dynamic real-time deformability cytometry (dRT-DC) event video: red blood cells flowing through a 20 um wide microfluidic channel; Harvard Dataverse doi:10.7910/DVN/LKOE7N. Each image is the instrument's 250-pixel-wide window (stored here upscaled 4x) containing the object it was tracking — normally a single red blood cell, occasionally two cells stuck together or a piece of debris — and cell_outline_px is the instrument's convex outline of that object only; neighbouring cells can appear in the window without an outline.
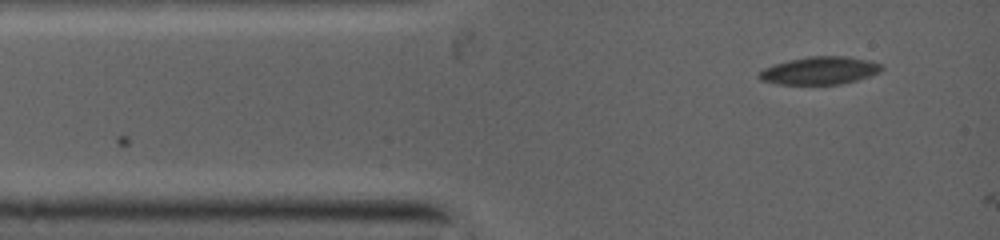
{"species": "common noctule bat (a hibernating species)", "species_latin": "Nyctalus noctula", "temperature_condition": "warm", "stored_images_in_passage": 3, "camera_frame_rate_fps": 5000, "um_per_image_px": 0.085, "animal": {"sex": "female", "body_mass_g": 19.0, "forearm_length_mm": 53.3}, "frame": {"image": 1, "passage_image": 3, "time_ms": 1.6, "image_size_px": [1000, 240], "cell_outline_px": [[884, 68], [880, 72], [856, 80], [840, 84], [776, 84], [760, 80], [756, 76], [764, 68], [776, 64], [792, 60], [812, 56], [844, 56], [868, 60], [880, 64]], "centroid_in_image_um": [69.67, 6.01], "position_along_channel_um": 15.3, "area_um2": 19.54}}